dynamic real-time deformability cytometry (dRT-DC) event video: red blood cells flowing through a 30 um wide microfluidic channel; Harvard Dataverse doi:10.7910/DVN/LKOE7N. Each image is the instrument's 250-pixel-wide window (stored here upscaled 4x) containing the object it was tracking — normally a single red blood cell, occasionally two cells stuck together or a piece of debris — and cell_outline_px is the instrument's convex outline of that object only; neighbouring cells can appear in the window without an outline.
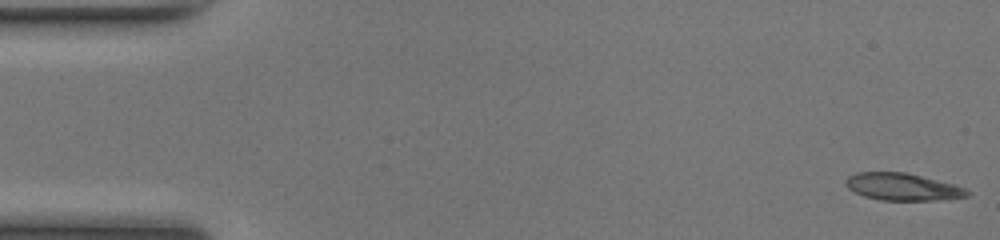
{"species": "common noctule bat (a hibernating species)", "species_latin": "Nyctalus noctula", "temperature_condition": "room temperature", "stored_images_in_passage": 48, "camera_frame_rate_fps": 3000, "um_per_image_px": 0.085, "animal": {"sex": "female", "body_mass_g": 17.0, "forearm_length_mm": 48.0}, "frame": {"image": 1, "passage_image": 1, "time_ms": 0.0, "image_size_px": [1000, 240], "cell_outline_px": [[972, 192], [968, 196], [936, 200], [880, 200], [864, 196], [848, 188], [844, 184], [844, 180], [848, 176], [856, 172], [908, 172], [952, 184], [964, 188]], "centroid_in_image_um": [76.68, 15.87], "position_along_channel_um": 8.3, "area_um2": 19.25}}
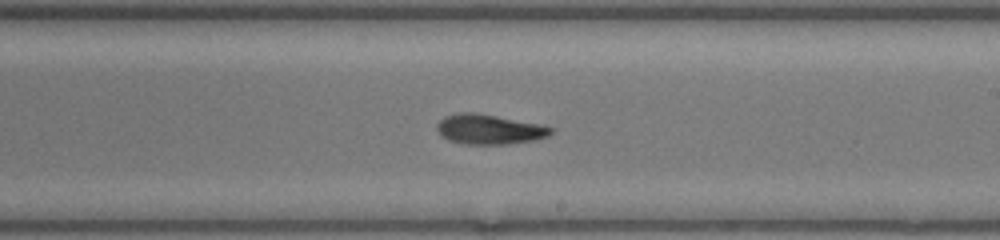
{"frame": {"image": 2, "passage_image": 28, "time_ms": 9.0, "image_size_px": [1000, 240], "cell_outline_px": [[552, 132], [548, 136], [536, 140], [504, 144], [464, 144], [448, 140], [440, 136], [436, 128], [436, 124], [444, 116], [460, 112], [472, 112], [496, 116], [536, 124], [552, 128]], "centroid_in_image_um": [41.51, 11.0], "position_along_channel_um": 247.5, "area_um2": 19.65}}
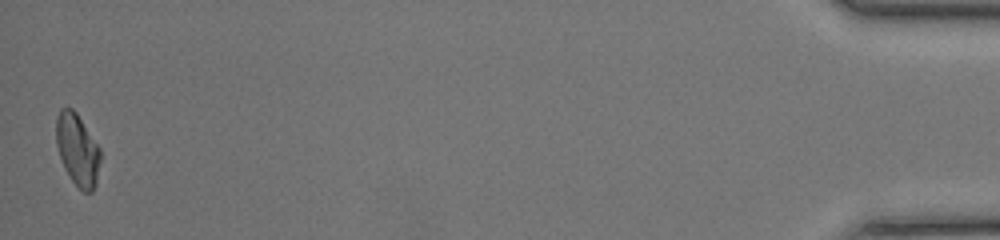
{"frame": {"image": 3, "passage_image": 48, "time_ms": 15.667, "image_size_px": [1000, 240], "cell_outline_px": [[100, 160], [96, 184], [92, 192], [84, 192], [72, 180], [64, 168], [56, 144], [56, 116], [60, 108], [72, 108], [76, 112], [100, 148]], "centroid_in_image_um": [6.58, 12.71], "position_along_channel_um": 428.6, "area_um2": 18.38}, "authors_computed_cell_mechanics": {"area_um2": 19.4786, "velocity_mm_per_s": 4.2502, "shape_relaxation_time_tau1_ms": 4.8064, "shape_relaxation_time_tau2_ms": 4.3053, "deformation_change_tau1": 0.1878, "deformation_change_tau2": 0.1257}}